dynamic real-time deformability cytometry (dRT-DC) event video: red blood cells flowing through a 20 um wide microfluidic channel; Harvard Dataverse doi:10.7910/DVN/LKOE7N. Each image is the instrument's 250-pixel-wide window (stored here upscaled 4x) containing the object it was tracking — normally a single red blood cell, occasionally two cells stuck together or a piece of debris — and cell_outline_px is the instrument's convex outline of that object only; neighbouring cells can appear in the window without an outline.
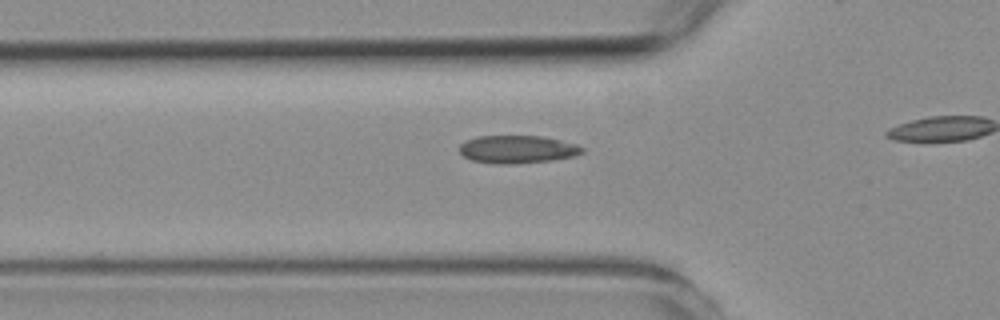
{"species": "common noctule bat (a hibernating species)", "species_latin": "Nyctalus noctula", "temperature_condition": "room temperature", "stored_images_in_passage": 13, "camera_frame_rate_fps": 3000, "um_per_image_px": 0.085, "animal": {"sex": "female", "body_mass_g": 19.3, "forearm_length_mm": 54.1}, "frame": {"image": 1, "passage_image": 8, "time_ms": 2.333, "image_size_px": [1000, 320], "cell_outline_px": [[584, 152], [576, 156], [552, 160], [516, 164], [492, 164], [472, 160], [464, 156], [460, 152], [460, 144], [464, 140], [476, 136], [540, 136], [560, 140], [576, 144], [584, 148]], "centroid_in_image_um": [43.97, 12.7], "position_along_channel_um": 81.8, "area_um2": 20.11}}
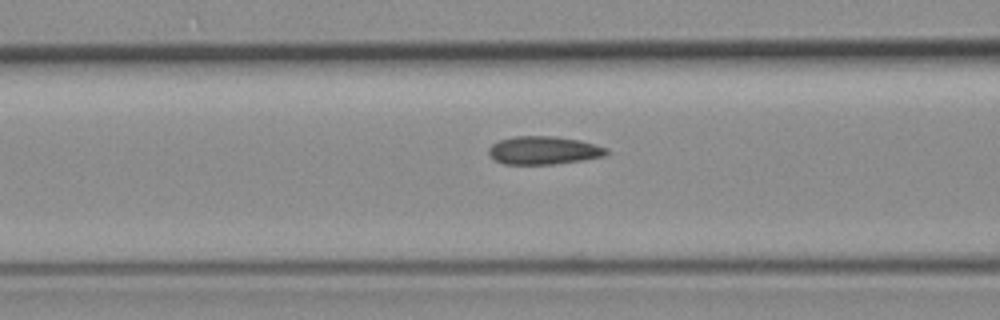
{"frame": {"image": 2, "passage_image": 11, "time_ms": 3.333, "image_size_px": [1000, 320], "cell_outline_px": [[608, 152], [604, 156], [584, 160], [556, 164], [504, 164], [496, 160], [488, 152], [488, 148], [492, 144], [500, 140], [512, 136], [556, 136], [580, 140], [608, 148]], "centroid_in_image_um": [46.23, 12.77], "position_along_channel_um": 120.4, "area_um2": 19.36}}